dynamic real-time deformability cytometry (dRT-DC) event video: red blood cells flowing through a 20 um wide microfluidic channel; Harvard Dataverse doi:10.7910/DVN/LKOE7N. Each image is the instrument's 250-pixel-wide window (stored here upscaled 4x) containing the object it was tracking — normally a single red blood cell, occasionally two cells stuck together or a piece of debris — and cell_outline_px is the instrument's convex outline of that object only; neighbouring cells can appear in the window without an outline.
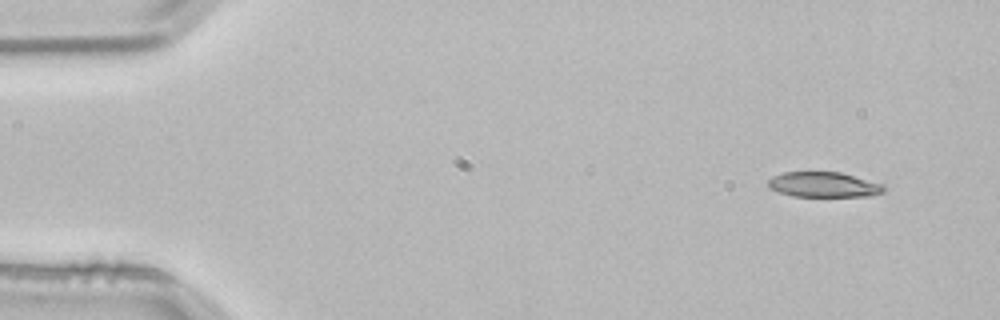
{"species": "common noctule bat (a hibernating species)", "species_latin": "Nyctalus noctula", "temperature_condition": "room temperature", "stored_images_in_passage": 2, "camera_frame_rate_fps": 3000, "um_per_image_px": 0.085, "animal": {"sex": "male", "body_mass_g": 21.5, "forearm_length_mm": 52.0}, "frame": {"image": 1, "passage_image": 1, "time_ms": 0.0, "image_size_px": [1000, 320], "cell_outline_px": [[884, 192], [872, 196], [792, 196], [768, 188], [768, 180], [772, 176], [784, 172], [840, 172], [884, 184]], "centroid_in_image_um": [70.02, 15.69], "position_along_channel_um": 15.0, "area_um2": 16.99}}